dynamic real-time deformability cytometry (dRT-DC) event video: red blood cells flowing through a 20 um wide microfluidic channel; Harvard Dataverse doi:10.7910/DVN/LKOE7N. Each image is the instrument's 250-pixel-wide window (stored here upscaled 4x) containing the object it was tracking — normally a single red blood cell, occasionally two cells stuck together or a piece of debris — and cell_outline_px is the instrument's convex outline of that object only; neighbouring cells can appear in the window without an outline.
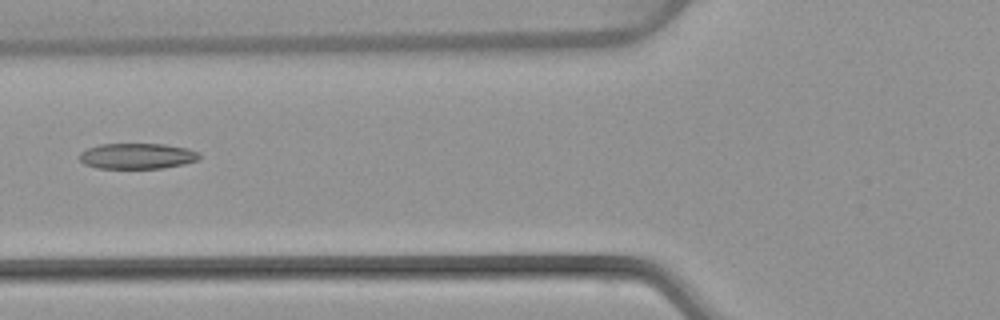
{"species": "common noctule bat (a hibernating species)", "species_latin": "Nyctalus noctula", "temperature_condition": "warm", "stored_images_in_passage": 6, "camera_frame_rate_fps": 3000, "um_per_image_px": 0.085, "animal": {"sex": "female", "body_mass_g": 22.7, "forearm_length_mm": 54.2}, "frame": {"image": 1, "passage_image": 5, "time_ms": 5.0, "image_size_px": [1000, 320], "cell_outline_px": [[200, 156], [196, 160], [184, 164], [164, 168], [96, 168], [84, 164], [80, 160], [80, 152], [88, 148], [100, 144], [164, 144], [188, 148], [200, 152]], "centroid_in_image_um": [11.67, 13.26], "position_along_channel_um": 114.1, "area_um2": 17.98}}
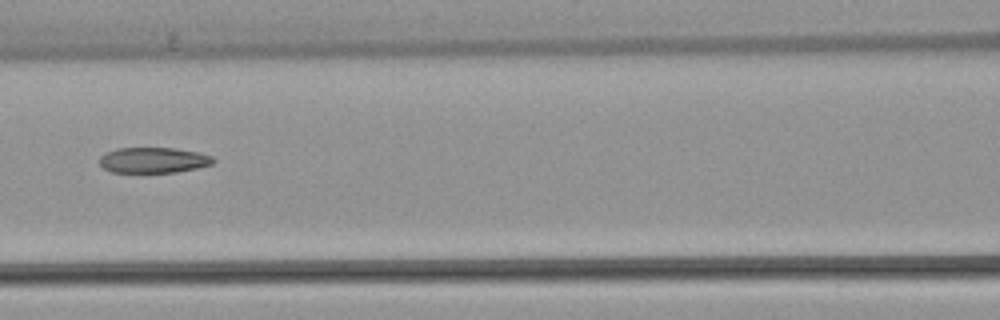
{"frame": {"image": 2, "passage_image": 6, "time_ms": 6.0, "image_size_px": [1000, 320], "cell_outline_px": [[216, 160], [212, 164], [196, 168], [176, 172], [112, 172], [104, 168], [100, 164], [100, 156], [104, 152], [116, 148], [176, 148], [200, 152], [212, 156]], "centroid_in_image_um": [13.05, 13.6], "position_along_channel_um": 153.6, "area_um2": 17.05}}